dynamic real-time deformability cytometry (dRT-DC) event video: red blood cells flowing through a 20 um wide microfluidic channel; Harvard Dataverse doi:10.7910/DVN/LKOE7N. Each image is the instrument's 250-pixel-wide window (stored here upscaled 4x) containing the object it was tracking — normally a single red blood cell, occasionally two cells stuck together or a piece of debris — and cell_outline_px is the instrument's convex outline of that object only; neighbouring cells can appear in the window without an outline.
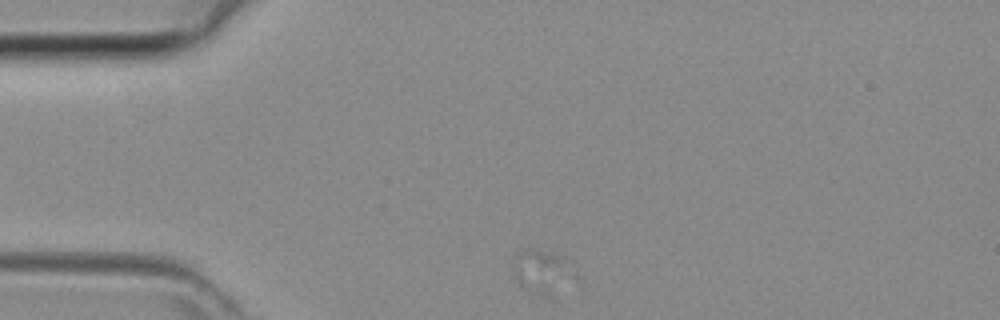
{"species": "common noctule bat (a hibernating species)", "species_latin": "Nyctalus noctula", "temperature_condition": "room temperature", "stored_images_in_passage": 45, "camera_frame_rate_fps": 3000, "um_per_image_px": 0.085, "animal": {"sex": "female", "body_mass_g": 29.2, "forearm_length_mm": 56.3}, "frame": {"image": 1, "passage_image": 1, "time_ms": 0.0, "image_size_px": [1000, 320], "cell_outline_px": [[584, 288], [556, 300], [552, 300], [520, 288], [512, 276], [516, 252], [524, 248], [528, 248], [548, 252], [572, 260], [576, 264], [580, 272]], "centroid_in_image_um": [46.44, 23.29], "position_along_channel_um": 38.6, "area_um2": 19.25}}
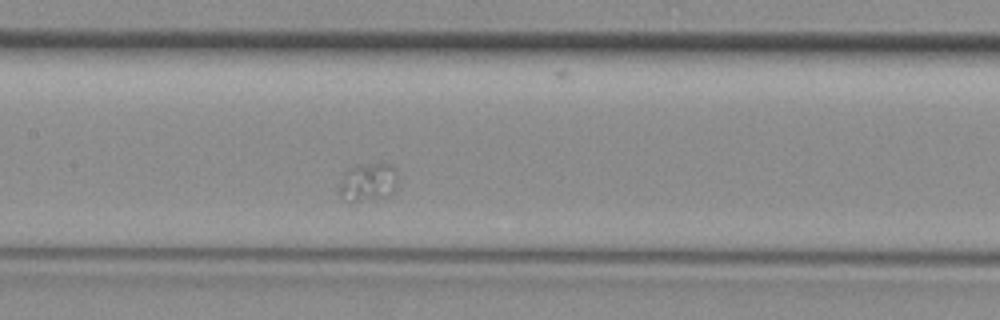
{"frame": {"image": 2, "passage_image": 16, "time_ms": 5.0, "image_size_px": [1000, 320], "cell_outline_px": [[400, 180], [396, 188], [388, 196], [360, 200], [344, 200], [340, 196], [340, 184], [344, 172], [348, 168], [356, 164], [380, 160], [384, 160], [392, 164], [400, 172]], "centroid_in_image_um": [31.39, 15.36], "position_along_channel_um": 176.0, "area_um2": 13.87}}
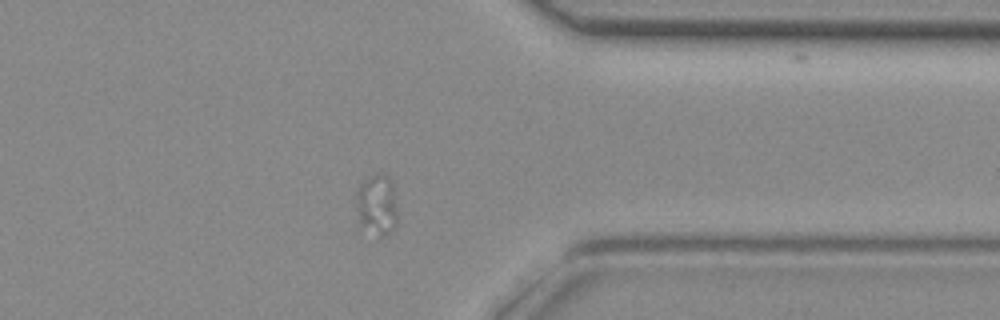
{"frame": {"image": 3, "passage_image": 33, "time_ms": 10.667, "image_size_px": [1000, 320], "cell_outline_px": [[396, 228], [392, 232], [384, 236], [380, 236], [356, 232], [356, 192], [360, 180], [376, 172], [384, 172], [392, 180], [396, 192]], "centroid_in_image_um": [31.97, 17.45], "position_along_channel_um": 379.4, "area_um2": 16.36}}